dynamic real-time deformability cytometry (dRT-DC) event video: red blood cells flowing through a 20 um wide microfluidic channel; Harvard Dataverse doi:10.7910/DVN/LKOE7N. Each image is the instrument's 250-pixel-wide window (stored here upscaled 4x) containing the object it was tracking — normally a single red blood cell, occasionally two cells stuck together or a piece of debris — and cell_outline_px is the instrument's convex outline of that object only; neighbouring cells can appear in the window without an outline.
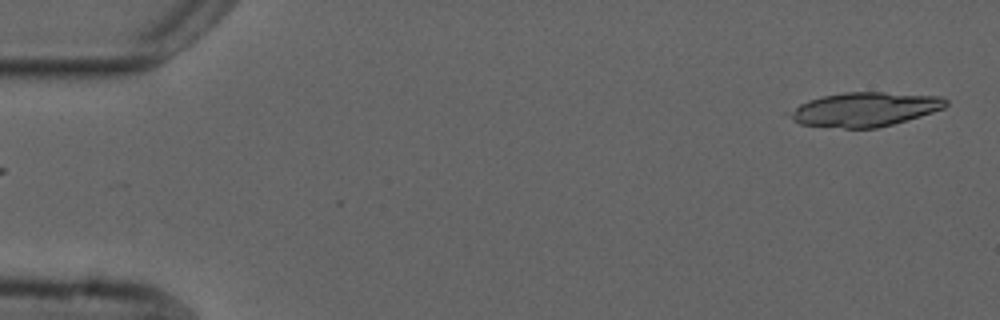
{"species": "common noctule bat (a hibernating species)", "species_latin": "Nyctalus noctula", "temperature_condition": "cold", "stored_images_in_passage": 6, "segment_of_instrument_passage": [2, 2], "camera_frame_rate_fps": 3000, "um_per_image_px": 0.085, "animal": {"sex": "male", "forearm_length_mm": 52.5}, "frame": {"image": 1, "passage_image": 6, "time_ms": 5.667, "image_size_px": [1000, 320], "cell_outline_px": [[948, 104], [944, 108], [920, 116], [892, 124], [876, 128], [844, 128], [800, 124], [792, 120], [784, 112], [808, 100], [824, 96], [844, 92], [884, 92], [940, 96], [948, 100]], "centroid_in_image_um": [73.47, 9.29], "position_along_channel_um": 11.5, "area_um2": 31.15}}